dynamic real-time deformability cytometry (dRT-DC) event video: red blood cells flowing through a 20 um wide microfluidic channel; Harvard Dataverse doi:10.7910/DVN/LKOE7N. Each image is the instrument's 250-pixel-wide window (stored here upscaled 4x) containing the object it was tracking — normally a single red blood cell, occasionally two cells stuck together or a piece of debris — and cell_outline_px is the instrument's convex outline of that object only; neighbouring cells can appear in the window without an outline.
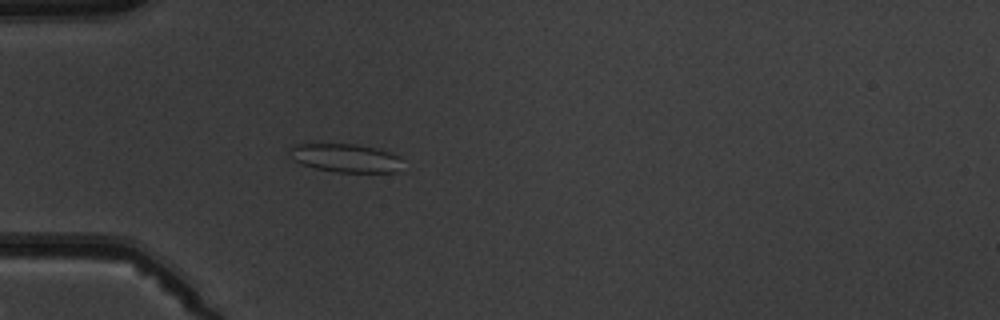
{"species": "common noctule bat (a hibernating species)", "species_latin": "Nyctalus noctula", "temperature_condition": "warm", "stored_images_in_passage": 1, "camera_frame_rate_fps": 3000, "um_per_image_px": 0.085, "animal": {"sex": "male", "body_mass_g": 19.5, "forearm_length_mm": 54.6}, "frame": {"image": 1, "passage_image": 1, "time_ms": 0.0, "image_size_px": [1000, 320], "cell_outline_px": [[400, 156], [396, 172], [336, 172], [316, 168], [300, 164], [292, 160], [288, 152], [292, 144], [304, 140], [356, 144], [376, 148]], "centroid_in_image_um": [29.16, 13.36], "position_along_channel_um": 55.8, "area_um2": 19.54}}